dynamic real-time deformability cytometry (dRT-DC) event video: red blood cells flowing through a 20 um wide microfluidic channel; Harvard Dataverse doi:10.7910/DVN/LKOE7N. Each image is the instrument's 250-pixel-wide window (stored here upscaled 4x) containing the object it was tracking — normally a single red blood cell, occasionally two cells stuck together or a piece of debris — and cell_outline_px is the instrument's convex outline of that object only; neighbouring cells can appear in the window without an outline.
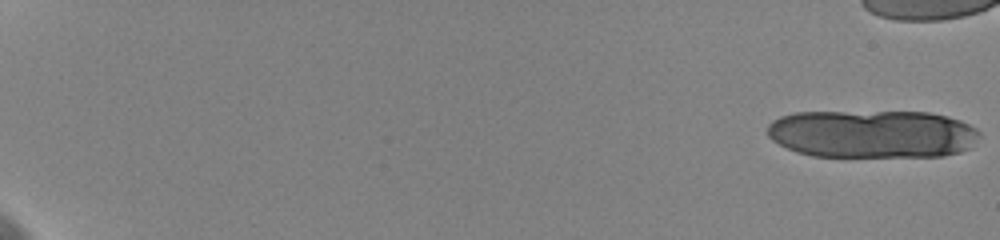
{"species": "human", "species_latin": "Homo sapiens", "temperature_condition": "cold", "stored_images_in_passage": 30, "camera_frame_rate_fps": 3000, "um_per_image_px": 0.085, "donor": {"sex": "female"}, "frame": {"image": 1, "passage_image": 1, "time_ms": 0.0, "image_size_px": [1000, 240], "cell_outline_px": [[980, 136], [972, 148], [960, 152], [944, 156], [812, 156], [796, 152], [772, 140], [768, 136], [768, 124], [772, 120], [780, 116], [796, 112], [928, 112], [948, 116], [960, 120], [976, 128], [980, 132]], "centroid_in_image_um": [74.17, 11.38], "position_along_channel_um": 10.8, "area_um2": 59.77}}